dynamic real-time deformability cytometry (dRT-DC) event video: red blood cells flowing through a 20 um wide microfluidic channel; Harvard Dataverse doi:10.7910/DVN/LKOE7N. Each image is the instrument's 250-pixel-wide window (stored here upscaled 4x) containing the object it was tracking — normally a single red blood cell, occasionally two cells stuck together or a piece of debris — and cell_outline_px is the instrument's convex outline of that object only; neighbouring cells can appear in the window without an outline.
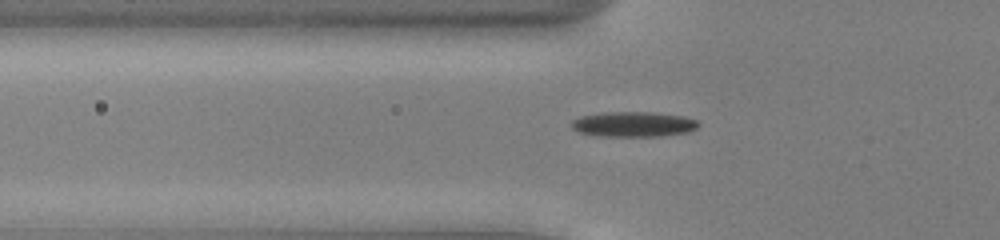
{"species": "common noctule bat (a hibernating species)", "species_latin": "Nyctalus noctula", "temperature_condition": "cold", "stored_images_in_passage": 54, "camera_frame_rate_fps": 3000, "um_per_image_px": 0.085, "animal": {"sex": "male", "body_mass_g": 13.0, "forearm_length_mm": 53.1}, "frame": {"image": 1, "passage_image": 20, "time_ms": 6.333, "image_size_px": [1000, 240], "cell_outline_px": [[700, 124], [696, 128], [688, 132], [660, 136], [600, 136], [580, 132], [572, 128], [572, 120], [580, 116], [604, 112], [652, 112], [684, 116], [696, 120]], "centroid_in_image_um": [53.85, 10.55], "position_along_channel_um": 71.9, "area_um2": 18.55}}
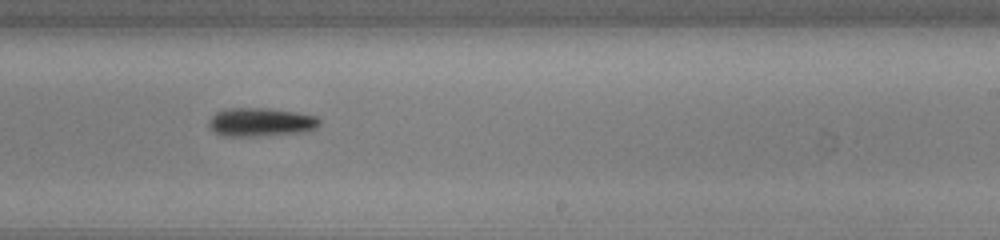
{"frame": {"image": 2, "passage_image": 35, "time_ms": 11.333, "image_size_px": [1000, 240], "cell_outline_px": [[320, 124], [316, 128], [300, 132], [260, 136], [224, 136], [208, 128], [208, 120], [216, 112], [228, 108], [268, 108], [316, 116], [320, 120]], "centroid_in_image_um": [22.12, 10.38], "position_along_channel_um": 266.9, "area_um2": 18.32}}
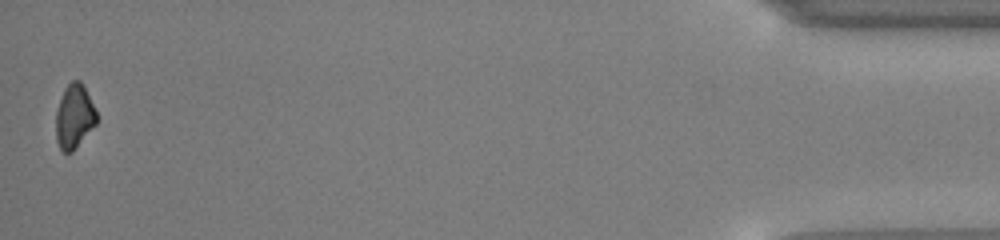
{"frame": {"image": 3, "passage_image": 54, "time_ms": 17.667, "image_size_px": [1000, 240], "cell_outline_px": [[96, 124], [72, 152], [64, 152], [60, 148], [56, 140], [56, 112], [64, 88], [72, 80], [80, 80], [84, 84], [96, 112]], "centroid_in_image_um": [6.31, 9.88], "position_along_channel_um": 428.9, "area_um2": 15.09}, "authors_computed_cell_mechanics": {"area_um2": 16.6175, "velocity_mm_per_s": 3.9155, "shape_relaxation_time_tau1_ms": 1.5615, "shape_relaxation_time_tau2_ms": null, "deformation_change_tau1": 0.1149, "deformation_change_tau2": null}}